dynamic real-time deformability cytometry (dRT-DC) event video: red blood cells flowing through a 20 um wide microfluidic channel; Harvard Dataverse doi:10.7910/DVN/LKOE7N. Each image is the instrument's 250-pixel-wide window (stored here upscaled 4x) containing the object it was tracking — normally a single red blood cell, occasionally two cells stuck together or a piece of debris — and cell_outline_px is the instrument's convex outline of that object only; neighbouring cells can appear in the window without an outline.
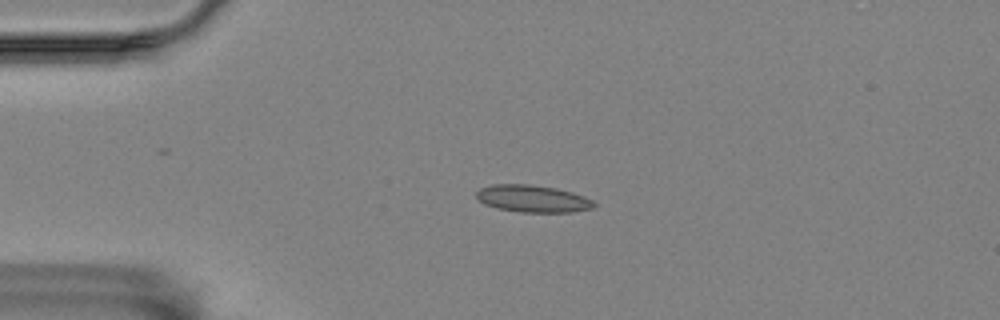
{"species": "Egyptian fruit bat (a non-hibernating species)", "species_latin": "Rousettus aegyptiacus", "temperature_condition": "room temperature", "stored_images_in_passage": 4, "camera_frame_rate_fps": 3000, "um_per_image_px": 0.085, "animal": {"sex": "female"}, "frame": {"image": 1, "passage_image": 3, "time_ms": 3.0, "image_size_px": [1000, 320], "cell_outline_px": [[596, 204], [592, 208], [572, 212], [520, 212], [496, 208], [484, 204], [476, 196], [476, 192], [480, 188], [492, 184], [532, 184], [556, 188], [572, 192], [584, 196], [592, 200]], "centroid_in_image_um": [45.27, 16.88], "position_along_channel_um": 39.7, "area_um2": 18.67}}